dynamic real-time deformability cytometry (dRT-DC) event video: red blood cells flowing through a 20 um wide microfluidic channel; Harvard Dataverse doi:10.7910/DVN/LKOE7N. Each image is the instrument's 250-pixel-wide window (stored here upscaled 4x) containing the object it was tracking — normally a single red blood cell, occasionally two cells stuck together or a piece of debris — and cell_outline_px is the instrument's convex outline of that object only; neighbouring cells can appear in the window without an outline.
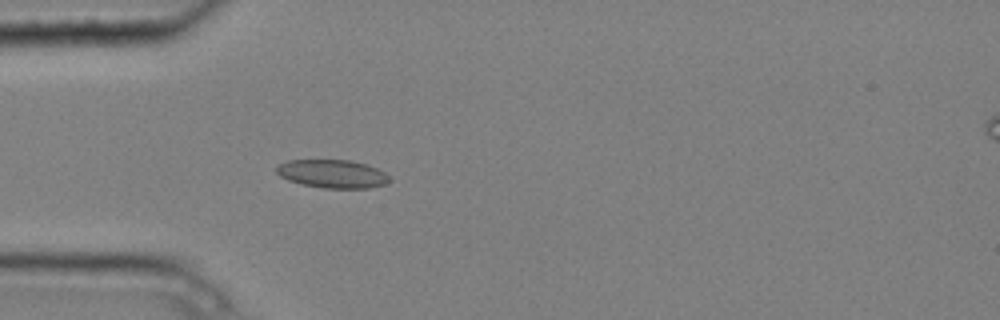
{"species": "common noctule bat (a hibernating species)", "species_latin": "Nyctalus noctula", "temperature_condition": "cold", "stored_images_in_passage": 5, "camera_frame_rate_fps": 3000, "um_per_image_px": 0.085, "animal": {"sex": "male", "body_mass_g": 20.4}, "frame": {"image": 1, "passage_image": 5, "time_ms": 1.333, "image_size_px": [1000, 320], "cell_outline_px": [[392, 180], [384, 184], [368, 188], [324, 188], [304, 184], [288, 180], [280, 176], [276, 172], [276, 168], [280, 164], [288, 160], [348, 160], [368, 164], [384, 172]], "centroid_in_image_um": [28.27, 14.77], "position_along_channel_um": 56.7, "area_um2": 18.5}}